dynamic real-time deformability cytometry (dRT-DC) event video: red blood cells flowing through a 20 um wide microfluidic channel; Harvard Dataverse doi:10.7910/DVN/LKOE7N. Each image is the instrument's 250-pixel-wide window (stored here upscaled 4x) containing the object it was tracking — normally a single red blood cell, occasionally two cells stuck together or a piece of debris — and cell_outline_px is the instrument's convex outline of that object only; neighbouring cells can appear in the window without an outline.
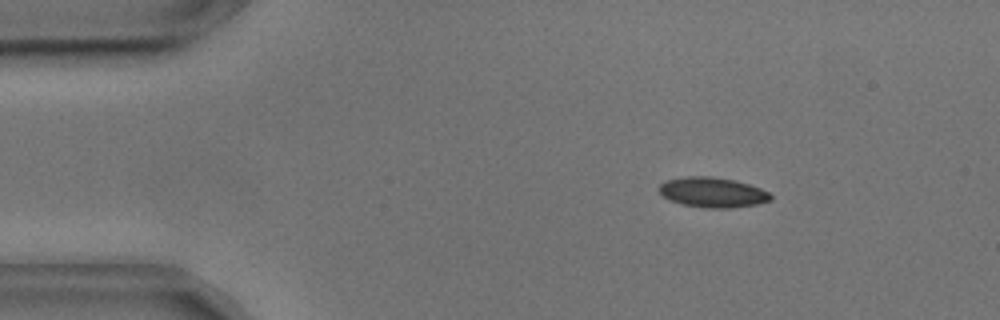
{"species": "common noctule bat (a hibernating species)", "species_latin": "Nyctalus noctula", "temperature_condition": "cold", "stored_images_in_passage": 55, "camera_frame_rate_fps": 3000, "um_per_image_px": 0.085, "animal": {"sex": "male", "body_mass_g": 17.9, "forearm_length_mm": 54.2}, "frame": {"image": 1, "passage_image": 8, "time_ms": 2.333, "image_size_px": [1000, 320], "cell_outline_px": [[772, 200], [756, 204], [728, 208], [704, 208], [684, 204], [672, 200], [664, 196], [656, 188], [664, 180], [688, 176], [712, 176], [736, 180], [760, 188], [768, 192], [772, 196]], "centroid_in_image_um": [60.56, 16.33], "position_along_channel_um": 24.4, "area_um2": 19.54}}
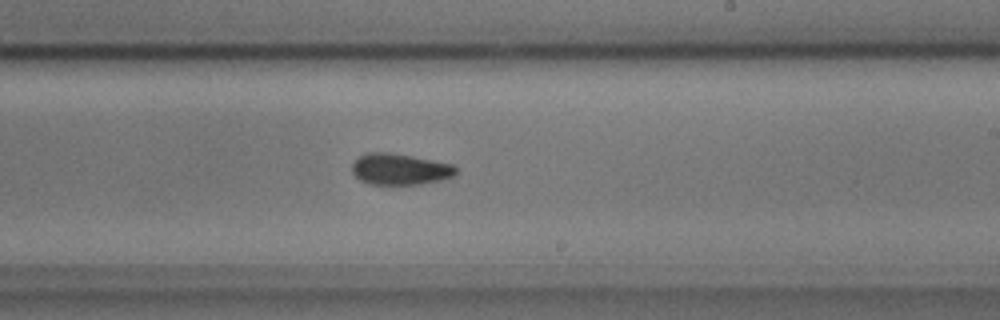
{"frame": {"image": 2, "passage_image": 32, "time_ms": 10.333, "image_size_px": [1000, 320], "cell_outline_px": [[456, 172], [452, 176], [440, 180], [420, 184], [368, 184], [360, 180], [352, 172], [352, 164], [360, 156], [368, 152], [392, 152], [452, 164], [456, 168]], "centroid_in_image_um": [33.96, 14.37], "position_along_channel_um": 255.0, "area_um2": 18.79}}
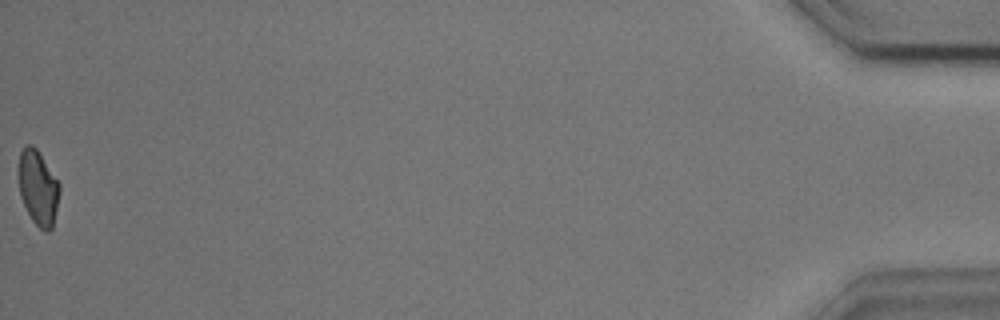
{"frame": {"image": 3, "passage_image": 55, "time_ms": 18.0, "image_size_px": [1000, 320], "cell_outline_px": [[60, 192], [52, 228], [48, 232], [44, 232], [32, 220], [20, 196], [16, 172], [20, 152], [28, 144], [32, 144], [36, 148], [60, 184]], "centroid_in_image_um": [3.21, 15.95], "position_along_channel_um": 432.0, "area_um2": 18.03}, "authors_computed_cell_mechanics": {"area_um2": 19.1896, "velocity_mm_per_s": 3.6288, "shape_relaxation_time_tau1_ms": 4.0248, "shape_relaxation_time_tau2_ms": 2.5369, "deformation_change_tau1": 0.0905, "deformation_change_tau2": 0.0537}}